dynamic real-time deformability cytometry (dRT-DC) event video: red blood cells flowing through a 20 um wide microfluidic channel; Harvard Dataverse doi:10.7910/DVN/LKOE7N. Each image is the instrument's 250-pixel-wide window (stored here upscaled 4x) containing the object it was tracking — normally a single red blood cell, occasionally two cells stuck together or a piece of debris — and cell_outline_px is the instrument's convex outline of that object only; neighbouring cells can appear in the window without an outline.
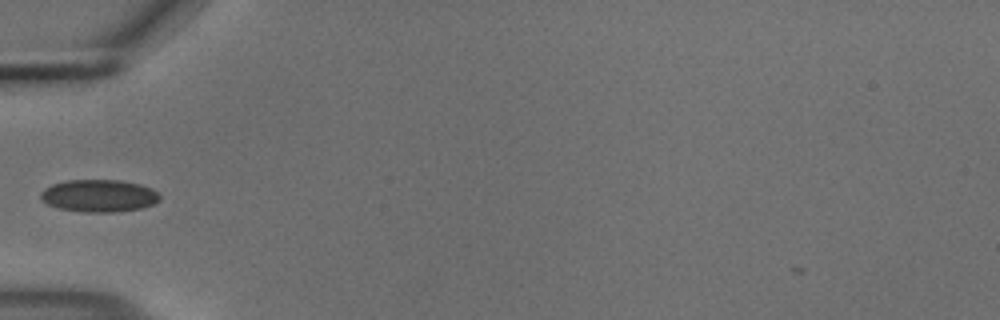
{"species": "common noctule bat (a hibernating species)", "species_latin": "Nyctalus noctula", "temperature_condition": "cold", "stored_images_in_passage": 16, "camera_frame_rate_fps": 3000, "um_per_image_px": 0.085, "animal": {"sex": "male", "body_mass_g": 18.8}, "frame": {"image": 1, "passage_image": 1, "time_ms": 0.0, "image_size_px": [1000, 320], "cell_outline_px": [[160, 200], [152, 204], [140, 208], [112, 212], [84, 212], [60, 208], [48, 204], [40, 200], [40, 192], [44, 188], [52, 184], [68, 180], [120, 180], [140, 184], [152, 188], [160, 196]], "centroid_in_image_um": [8.39, 16.63], "position_along_channel_um": 76.6, "area_um2": 22.43}}
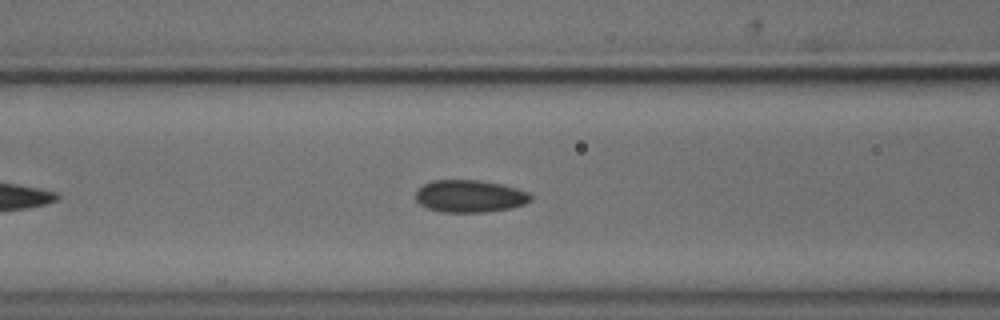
{"frame": {"image": 2, "passage_image": 5, "time_ms": 1.333, "image_size_px": [1000, 320], "cell_outline_px": [[532, 200], [524, 204], [512, 208], [488, 212], [440, 212], [428, 208], [420, 204], [416, 200], [416, 192], [424, 184], [432, 180], [480, 180], [500, 184], [516, 188], [528, 192], [532, 196]], "centroid_in_image_um": [39.95, 16.68], "position_along_channel_um": 126.7, "area_um2": 21.73}}
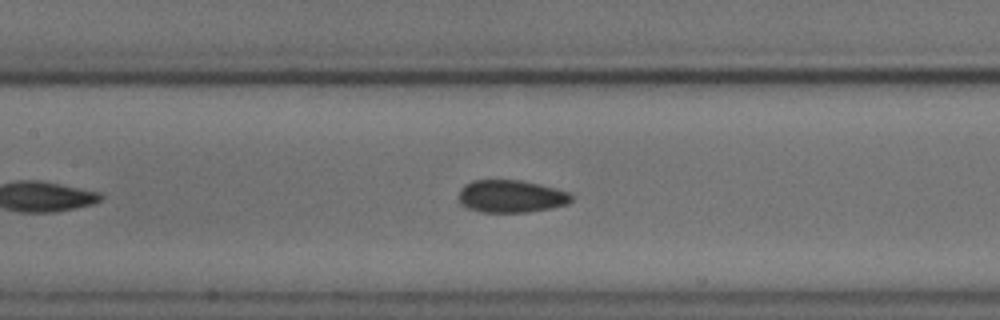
{"frame": {"image": 3, "passage_image": 8, "time_ms": 2.333, "image_size_px": [1000, 320], "cell_outline_px": [[572, 200], [568, 204], [552, 208], [528, 212], [480, 212], [468, 208], [460, 204], [456, 196], [460, 188], [464, 184], [472, 180], [520, 180], [540, 184], [556, 188], [568, 192], [572, 196]], "centroid_in_image_um": [43.4, 16.68], "position_along_channel_um": 164.0, "area_um2": 21.73}}